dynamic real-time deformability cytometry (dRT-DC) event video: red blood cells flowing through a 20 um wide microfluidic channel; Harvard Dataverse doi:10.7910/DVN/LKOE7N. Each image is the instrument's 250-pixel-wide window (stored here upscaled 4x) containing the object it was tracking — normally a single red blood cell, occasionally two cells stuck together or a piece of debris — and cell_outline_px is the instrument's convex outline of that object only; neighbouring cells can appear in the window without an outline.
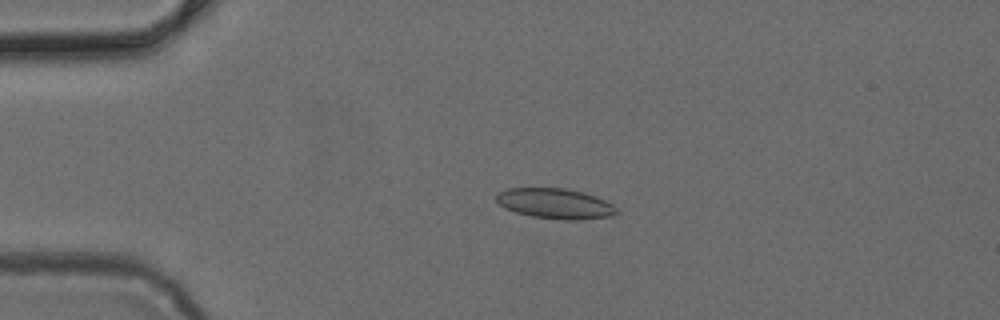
{"species": "common noctule bat (a hibernating species)", "species_latin": "Nyctalus noctula", "temperature_condition": "cold", "stored_images_in_passage": 4, "camera_frame_rate_fps": 3000, "um_per_image_px": 0.085, "animal": {"sex": "female", "body_mass_g": 24.6, "forearm_length_mm": 56.2}, "frame": {"image": 1, "passage_image": 3, "time_ms": 0.667, "image_size_px": [1000, 320], "cell_outline_px": [[620, 212], [612, 216], [580, 220], [564, 220], [532, 216], [516, 212], [504, 208], [496, 200], [496, 192], [508, 188], [564, 188], [584, 192], [596, 196], [612, 204]], "centroid_in_image_um": [47.2, 17.3], "position_along_channel_um": 37.8, "area_um2": 21.39}}